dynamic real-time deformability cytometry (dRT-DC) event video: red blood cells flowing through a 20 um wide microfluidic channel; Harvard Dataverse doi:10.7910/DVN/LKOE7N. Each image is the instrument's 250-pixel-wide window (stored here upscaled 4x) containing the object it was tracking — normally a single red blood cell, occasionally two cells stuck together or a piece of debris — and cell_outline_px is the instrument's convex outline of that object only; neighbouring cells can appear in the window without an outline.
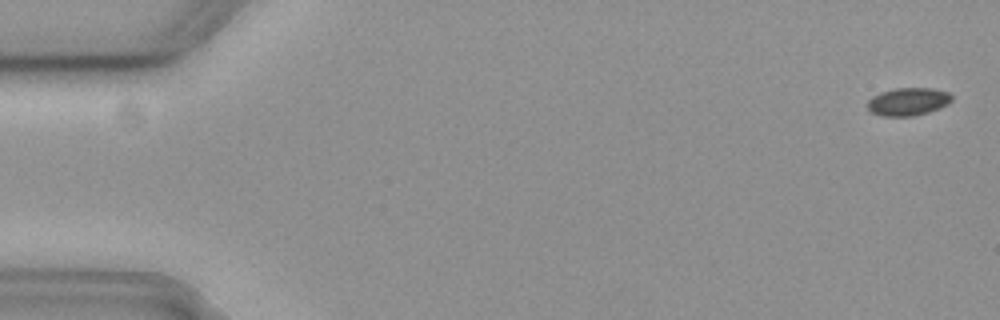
{"species": "common noctule bat (a hibernating species)", "species_latin": "Nyctalus noctula", "temperature_condition": "cold", "stored_images_in_passage": 10, "camera_frame_rate_fps": 3000, "um_per_image_px": 0.085, "animal": {"sex": "female", "body_mass_g": 19.3, "forearm_length_mm": 54.1}, "frame": {"image": 1, "passage_image": 2, "time_ms": 0.333, "image_size_px": [1000, 320], "cell_outline_px": [[952, 100], [948, 104], [928, 112], [912, 116], [884, 116], [872, 112], [868, 108], [868, 100], [872, 96], [880, 92], [896, 88], [932, 88], [948, 92], [952, 96]], "centroid_in_image_um": [77.19, 8.63], "position_along_channel_um": 7.8, "area_um2": 13.58}}